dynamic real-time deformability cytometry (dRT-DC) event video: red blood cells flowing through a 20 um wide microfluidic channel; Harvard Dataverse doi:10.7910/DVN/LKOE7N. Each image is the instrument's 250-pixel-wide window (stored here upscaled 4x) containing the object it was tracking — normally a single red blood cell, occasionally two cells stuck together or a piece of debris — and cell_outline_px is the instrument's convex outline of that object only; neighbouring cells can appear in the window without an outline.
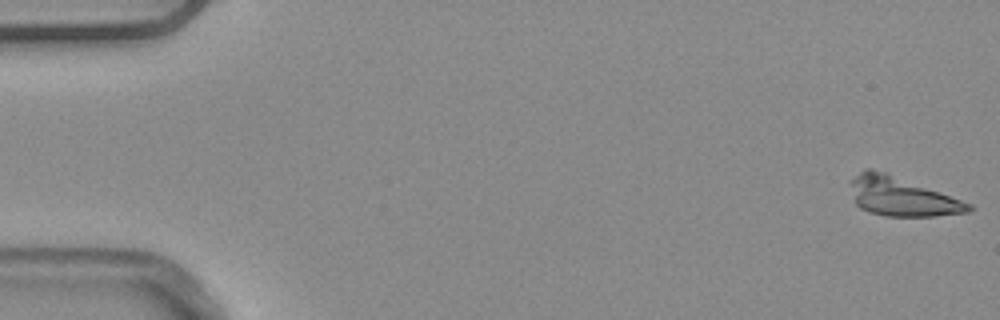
{"species": "common noctule bat (a hibernating species)", "species_latin": "Nyctalus noctula", "temperature_condition": "warm", "stored_images_in_passage": 5, "camera_frame_rate_fps": 3000, "um_per_image_px": 0.085, "animal": {"sex": "male", "body_mass_g": 20.4}, "frame": {"image": 1, "passage_image": 1, "time_ms": 0.0, "image_size_px": [1000, 320], "cell_outline_px": [[972, 208], [968, 212], [936, 216], [884, 216], [860, 208], [856, 204], [848, 180], [864, 168], [868, 168], [888, 172], [972, 204]], "centroid_in_image_um": [76.6, 16.68], "position_along_channel_um": 8.4, "area_um2": 26.88}}
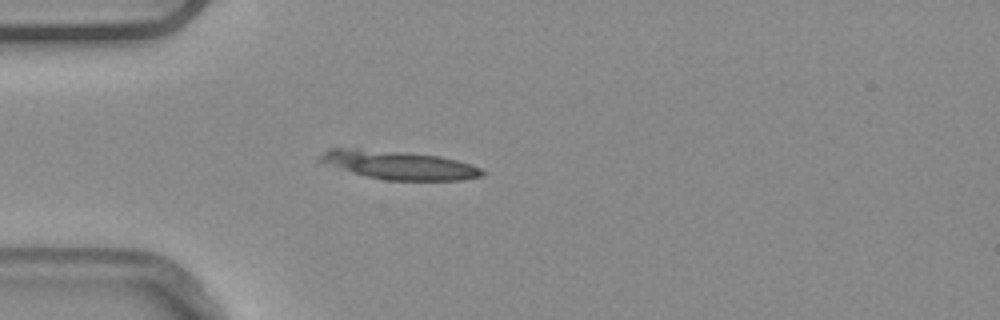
{"frame": {"image": 2, "passage_image": 5, "time_ms": 1.333, "image_size_px": [1000, 320], "cell_outline_px": [[488, 172], [480, 176], [460, 180], [388, 180], [368, 176], [352, 172], [316, 160], [328, 148], [360, 148], [408, 152], [440, 156], [456, 160], [480, 168]], "centroid_in_image_um": [33.91, 14.01], "position_along_channel_um": 51.1, "area_um2": 26.7}}